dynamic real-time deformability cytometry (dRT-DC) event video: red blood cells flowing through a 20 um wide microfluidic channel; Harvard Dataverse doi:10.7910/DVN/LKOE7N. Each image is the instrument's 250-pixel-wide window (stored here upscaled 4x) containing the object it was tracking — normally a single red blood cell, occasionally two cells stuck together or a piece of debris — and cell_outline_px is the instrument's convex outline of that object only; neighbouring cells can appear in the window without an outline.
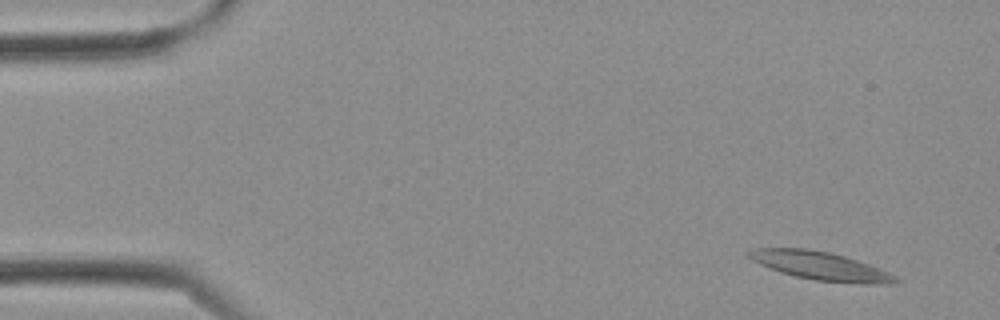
{"species": "Egyptian fruit bat (a non-hibernating species)", "species_latin": "Rousettus aegyptiacus", "temperature_condition": "cold", "stored_images_in_passage": 5, "camera_frame_rate_fps": 3000, "um_per_image_px": 0.085, "frame": {"image": 1, "passage_image": 1, "time_ms": 0.0, "image_size_px": [1000, 320], "cell_outline_px": [[900, 280], [892, 284], [864, 284], [816, 280], [796, 276], [780, 272], [760, 264], [752, 260], [748, 256], [748, 252], [752, 248], [808, 248], [828, 252], [844, 256], [868, 264], [888, 272], [896, 276]], "centroid_in_image_um": [69.74, 22.6], "position_along_channel_um": 15.3, "area_um2": 23.99}}